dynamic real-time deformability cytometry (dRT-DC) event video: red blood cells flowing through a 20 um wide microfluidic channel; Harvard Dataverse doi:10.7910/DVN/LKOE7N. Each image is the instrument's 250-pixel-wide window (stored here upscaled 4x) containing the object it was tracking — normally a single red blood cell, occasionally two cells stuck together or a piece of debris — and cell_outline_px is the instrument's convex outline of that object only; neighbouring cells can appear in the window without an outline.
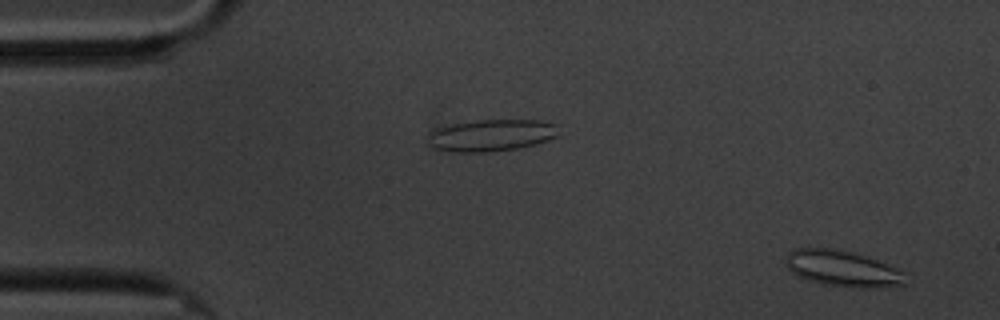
{"species": "common noctule bat (a hibernating species)", "species_latin": "Nyctalus noctula", "temperature_condition": "cold", "stored_images_in_passage": 5, "camera_frame_rate_fps": 3000, "um_per_image_px": 0.085, "animal": {"sex": "male", "body_mass_g": 20.1, "forearm_length_mm": 53.5}, "frame": {"image": 1, "passage_image": 1, "time_ms": 0.0, "image_size_px": [1000, 320], "cell_outline_px": [[904, 284], [876, 288], [860, 288], [824, 284], [808, 280], [792, 272], [784, 264], [784, 260], [788, 252], [796, 248], [832, 248], [852, 252], [876, 260], [904, 272]], "centroid_in_image_um": [71.56, 22.82], "position_along_channel_um": 13.4, "area_um2": 24.85}}
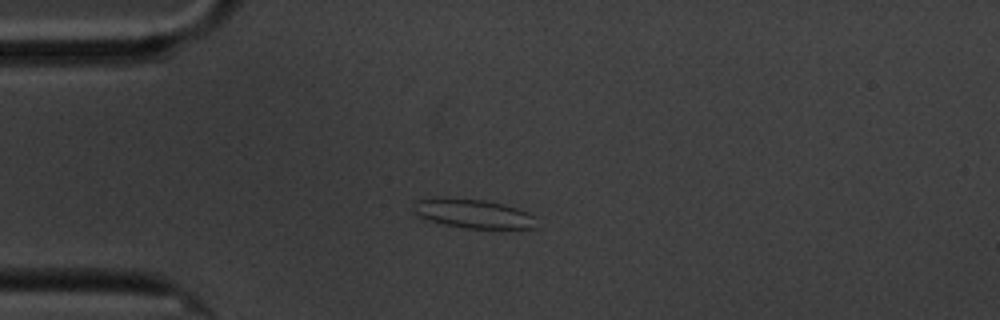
{"frame": {"image": 2, "passage_image": 4, "time_ms": 3.667, "image_size_px": [1000, 320], "cell_outline_px": [[536, 228], [464, 228], [444, 224], [428, 220], [420, 216], [416, 212], [416, 200], [436, 196], [484, 200], [504, 204], [528, 212], [536, 216]], "centroid_in_image_um": [40.25, 18.14], "position_along_channel_um": 44.7, "area_um2": 20.81}}